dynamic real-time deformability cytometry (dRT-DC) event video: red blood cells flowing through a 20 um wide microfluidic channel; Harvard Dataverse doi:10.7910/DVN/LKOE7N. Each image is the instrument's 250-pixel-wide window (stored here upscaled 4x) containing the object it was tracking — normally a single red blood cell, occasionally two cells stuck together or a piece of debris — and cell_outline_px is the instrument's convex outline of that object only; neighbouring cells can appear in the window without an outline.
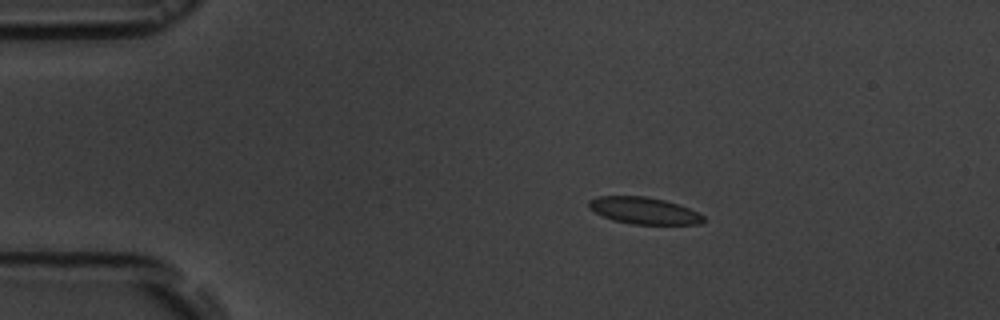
{"species": "common noctule bat (a hibernating species)", "species_latin": "Nyctalus noctula", "temperature_condition": "room temperature", "stored_images_in_passage": 6, "camera_frame_rate_fps": 3000, "um_per_image_px": 0.085, "animal": {"sex": "male", "body_mass_g": 19.5, "forearm_length_mm": 54.6}, "frame": {"image": 1, "passage_image": 3, "time_ms": 2.0, "image_size_px": [1000, 320], "cell_outline_px": [[704, 220], [700, 224], [632, 224], [612, 220], [588, 208], [588, 200], [596, 196], [644, 196], [664, 200], [680, 204], [704, 216]], "centroid_in_image_um": [54.71, 17.9], "position_along_channel_um": 30.3, "area_um2": 17.86}}
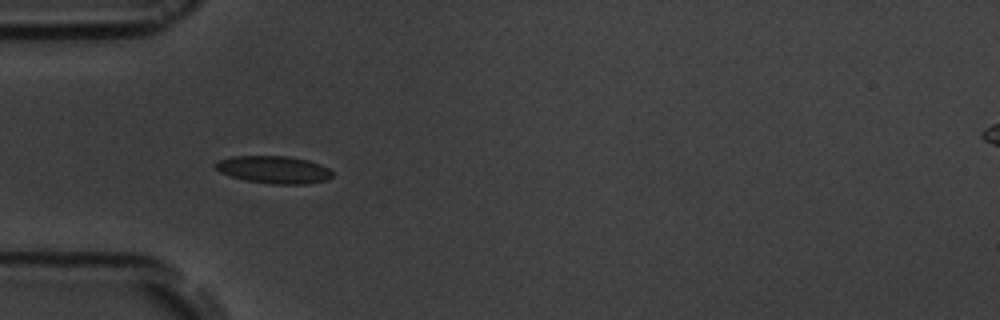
{"frame": {"image": 2, "passage_image": 5, "time_ms": 4.333, "image_size_px": [1000, 320], "cell_outline_px": [[332, 176], [324, 180], [304, 184], [272, 184], [244, 180], [220, 172], [212, 164], [220, 160], [232, 156], [288, 156], [308, 160], [320, 164], [328, 168], [332, 172]], "centroid_in_image_um": [23.25, 14.41], "position_along_channel_um": 61.7, "area_um2": 18.61}}
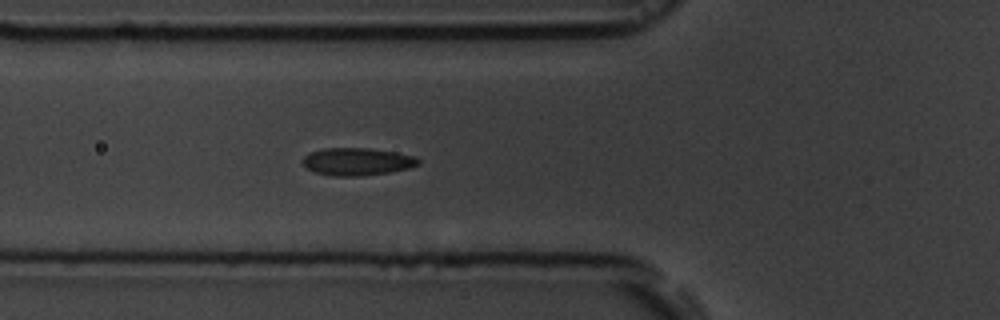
{"frame": {"image": 3, "passage_image": 6, "time_ms": 5.333, "image_size_px": [1000, 320], "cell_outline_px": [[420, 164], [408, 168], [388, 172], [360, 176], [332, 176], [316, 172], [308, 168], [304, 164], [304, 156], [308, 152], [324, 148], [368, 148], [396, 152], [416, 156], [420, 160]], "centroid_in_image_um": [30.38, 13.73], "position_along_channel_um": 95.4, "area_um2": 18.5}}